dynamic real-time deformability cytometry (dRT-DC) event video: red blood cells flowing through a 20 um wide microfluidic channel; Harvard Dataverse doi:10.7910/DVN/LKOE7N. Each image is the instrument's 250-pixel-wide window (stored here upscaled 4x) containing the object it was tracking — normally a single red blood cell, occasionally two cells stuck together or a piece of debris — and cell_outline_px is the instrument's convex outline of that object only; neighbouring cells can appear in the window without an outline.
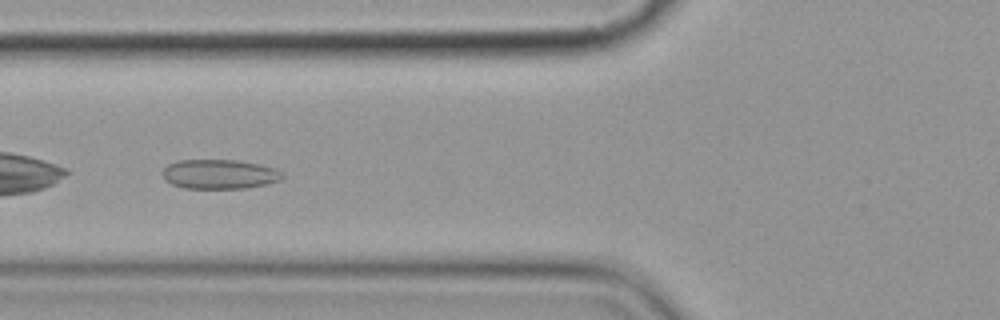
{"species": "common noctule bat (a hibernating species)", "species_latin": "Nyctalus noctula", "temperature_condition": "cold", "stored_images_in_passage": 12, "camera_frame_rate_fps": 3000, "um_per_image_px": 0.085, "animal": {"sex": "female", "body_mass_g": 19.9}, "frame": {"image": 1, "passage_image": 4, "time_ms": 4.333, "image_size_px": [1000, 320], "cell_outline_px": [[284, 176], [280, 180], [268, 184], [244, 188], [184, 188], [172, 184], [164, 180], [160, 172], [168, 164], [180, 160], [236, 160], [260, 164], [276, 168], [284, 172]], "centroid_in_image_um": [18.66, 14.8], "position_along_channel_um": 107.1, "area_um2": 20.81}}
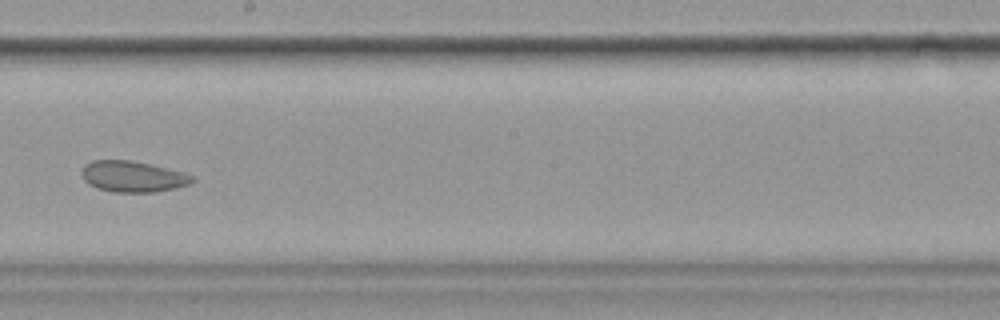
{"frame": {"image": 2, "passage_image": 7, "time_ms": 8.0, "image_size_px": [1000, 320], "cell_outline_px": [[196, 180], [188, 184], [176, 188], [156, 192], [112, 192], [96, 188], [88, 184], [84, 180], [80, 172], [84, 164], [92, 160], [128, 160], [148, 164], [184, 172], [196, 176]], "centroid_in_image_um": [11.27, 15.01], "position_along_channel_um": 236.9, "area_um2": 20.17}}
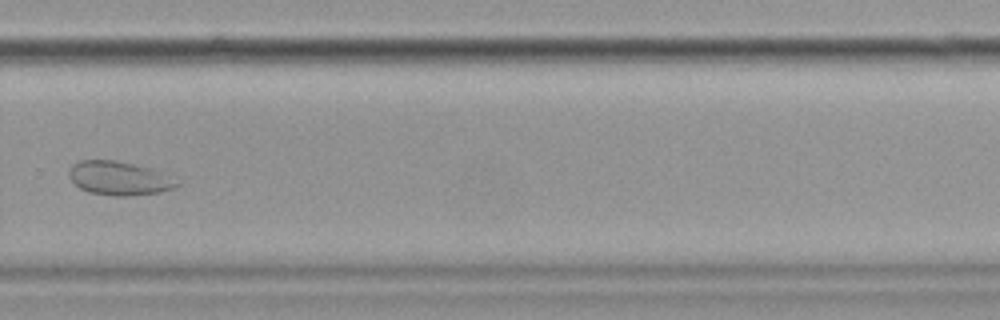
{"frame": {"image": 3, "passage_image": 9, "time_ms": 10.333, "image_size_px": [1000, 320], "cell_outline_px": [[180, 184], [172, 188], [160, 192], [128, 196], [116, 196], [88, 192], [80, 188], [68, 176], [68, 172], [72, 164], [80, 160], [116, 160], [152, 168], [160, 172]], "centroid_in_image_um": [10.07, 15.14], "position_along_channel_um": 319.7, "area_um2": 21.04}}